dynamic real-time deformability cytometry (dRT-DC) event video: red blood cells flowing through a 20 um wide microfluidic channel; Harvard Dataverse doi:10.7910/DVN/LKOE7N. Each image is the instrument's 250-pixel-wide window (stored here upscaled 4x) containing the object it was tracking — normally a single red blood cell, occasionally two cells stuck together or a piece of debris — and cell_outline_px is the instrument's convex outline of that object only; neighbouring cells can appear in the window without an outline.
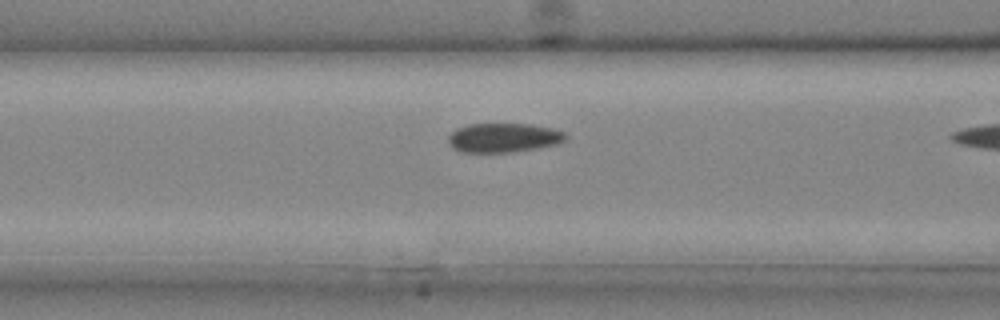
{"species": "common noctule bat (a hibernating species)", "species_latin": "Nyctalus noctula", "temperature_condition": "cold", "stored_images_in_passage": 11, "camera_frame_rate_fps": 3000, "um_per_image_px": 0.085, "animal": {"sex": "male", "body_mass_g": 20.4}, "frame": {"image": 1, "passage_image": 10, "time_ms": 3.0, "image_size_px": [1000, 320], "cell_outline_px": [[568, 136], [564, 140], [556, 144], [516, 152], [460, 152], [452, 148], [448, 144], [448, 136], [456, 128], [468, 124], [528, 124], [552, 128], [564, 132]], "centroid_in_image_um": [42.76, 11.71], "position_along_channel_um": 123.8, "area_um2": 20.06}}